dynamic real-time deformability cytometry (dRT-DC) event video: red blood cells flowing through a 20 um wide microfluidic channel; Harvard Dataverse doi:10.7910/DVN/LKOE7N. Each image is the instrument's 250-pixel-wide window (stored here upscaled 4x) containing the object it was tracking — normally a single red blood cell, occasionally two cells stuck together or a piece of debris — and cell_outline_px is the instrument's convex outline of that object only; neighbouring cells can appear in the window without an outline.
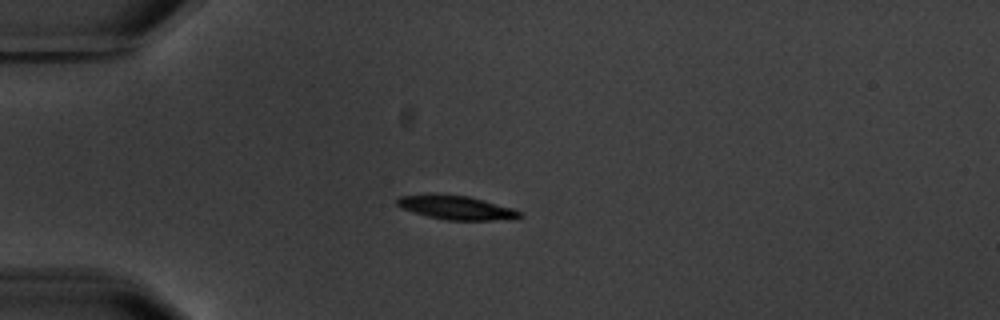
{"species": "common noctule bat (a hibernating species)", "species_latin": "Nyctalus noctula", "temperature_condition": "warm", "stored_images_in_passage": 9, "camera_frame_rate_fps": 3000, "um_per_image_px": 0.085, "animal": {"sex": "male", "body_mass_g": 20.1, "forearm_length_mm": 53.5}, "frame": {"image": 1, "passage_image": 3, "time_ms": 2.667, "image_size_px": [1000, 320], "cell_outline_px": [[524, 216], [516, 220], [444, 220], [428, 216], [400, 208], [396, 204], [396, 200], [400, 196], [432, 192], [436, 192], [468, 196], [484, 200], [512, 208], [520, 212]], "centroid_in_image_um": [38.77, 17.63], "position_along_channel_um": 46.2, "area_um2": 17.63}}